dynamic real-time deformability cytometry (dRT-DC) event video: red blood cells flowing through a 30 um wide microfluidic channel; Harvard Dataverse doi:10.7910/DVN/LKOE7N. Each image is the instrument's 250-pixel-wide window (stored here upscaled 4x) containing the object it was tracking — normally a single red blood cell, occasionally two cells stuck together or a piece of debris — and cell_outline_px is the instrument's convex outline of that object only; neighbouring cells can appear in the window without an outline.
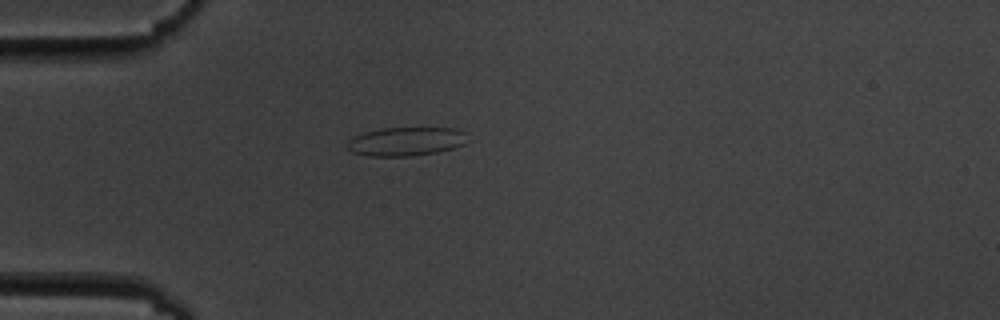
{"species": "common noctule bat (a hibernating species)", "species_latin": "Nyctalus noctula", "temperature_condition": "cold", "stored_images_in_passage": 3, "camera_frame_rate_fps": 3000, "um_per_image_px": 0.085, "animal": {"sex": "male", "body_mass_g": 19.5, "forearm_length_mm": 54.6}, "frame": {"image": 1, "passage_image": 3, "time_ms": 2.333, "image_size_px": [1000, 320], "cell_outline_px": [[472, 140], [464, 144], [452, 148], [436, 152], [412, 156], [368, 156], [352, 152], [348, 148], [348, 140], [364, 132], [380, 128], [456, 128], [464, 132]], "centroid_in_image_um": [34.56, 12.02], "position_along_channel_um": 50.4, "area_um2": 20.23}}